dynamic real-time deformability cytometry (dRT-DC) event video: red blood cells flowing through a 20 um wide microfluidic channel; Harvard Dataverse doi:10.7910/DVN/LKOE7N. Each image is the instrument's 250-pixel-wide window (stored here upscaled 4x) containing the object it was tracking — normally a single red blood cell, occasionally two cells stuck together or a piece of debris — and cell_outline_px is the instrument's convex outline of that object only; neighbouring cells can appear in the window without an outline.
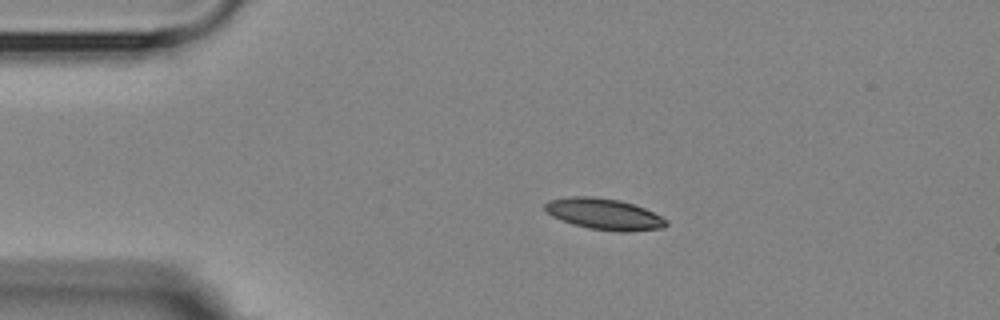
{"species": "Egyptian fruit bat (a non-hibernating species)", "species_latin": "Rousettus aegyptiacus", "temperature_condition": "room temperature", "stored_images_in_passage": 4, "camera_frame_rate_fps": 3000, "um_per_image_px": 0.085, "animal": {"sex": "female"}, "frame": {"image": 1, "passage_image": 3, "time_ms": 2.333, "image_size_px": [1000, 320], "cell_outline_px": [[668, 224], [664, 228], [624, 232], [620, 232], [588, 228], [572, 224], [560, 220], [552, 216], [544, 208], [544, 204], [548, 200], [572, 196], [592, 196], [620, 200], [644, 208], [668, 220]], "centroid_in_image_um": [51.34, 18.2], "position_along_channel_um": 33.7, "area_um2": 22.08}}